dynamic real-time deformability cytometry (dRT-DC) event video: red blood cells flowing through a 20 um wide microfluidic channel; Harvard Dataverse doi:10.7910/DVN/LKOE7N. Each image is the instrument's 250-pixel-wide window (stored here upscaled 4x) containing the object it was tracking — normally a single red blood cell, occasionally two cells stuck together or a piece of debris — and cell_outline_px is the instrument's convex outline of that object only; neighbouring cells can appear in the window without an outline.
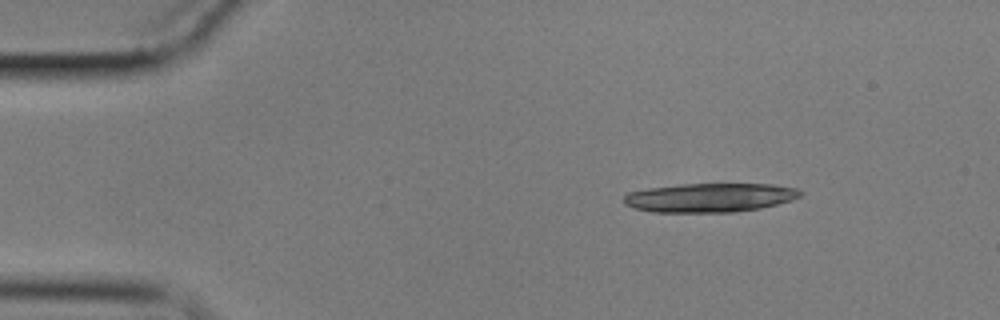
{"species": "common noctule bat (a hibernating species)", "species_latin": "Nyctalus noctula", "temperature_condition": "cold", "stored_images_in_passage": 50, "segment_of_instrument_passage": [1, 2], "camera_frame_rate_fps": 3000, "um_per_image_px": 0.085, "animal": {"sex": "male", "body_mass_g": 17.9}, "frame": {"image": 1, "passage_image": 1, "time_ms": 0.0, "image_size_px": [1000, 320], "cell_outline_px": [[804, 192], [800, 196], [792, 200], [760, 208], [732, 212], [652, 212], [636, 208], [624, 204], [624, 196], [628, 192], [648, 188], [680, 184], [772, 184], [796, 188]], "centroid_in_image_um": [60.34, 16.79], "position_along_channel_um": 24.7, "area_um2": 29.77}}